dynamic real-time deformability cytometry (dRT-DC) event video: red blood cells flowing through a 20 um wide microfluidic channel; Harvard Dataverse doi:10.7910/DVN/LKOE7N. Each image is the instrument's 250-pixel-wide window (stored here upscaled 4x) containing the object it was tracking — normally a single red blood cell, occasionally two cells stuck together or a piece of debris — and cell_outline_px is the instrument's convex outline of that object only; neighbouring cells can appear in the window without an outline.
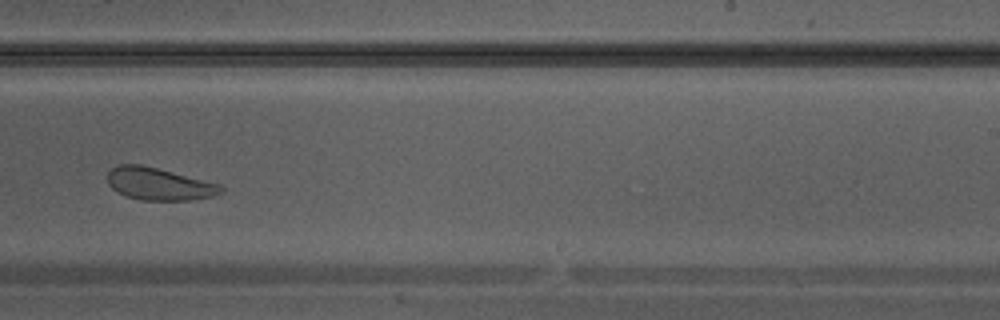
{"species": "Egyptian fruit bat (a non-hibernating species)", "species_latin": "Rousettus aegyptiacus", "temperature_condition": "warm", "stored_images_in_passage": 32, "camera_frame_rate_fps": 3000, "um_per_image_px": 0.085, "animal": {"sex": "male"}, "frame": {"image": 1, "passage_image": 19, "time_ms": 6.0, "image_size_px": [1000, 320], "cell_outline_px": [[224, 192], [212, 196], [188, 200], [140, 200], [124, 196], [116, 192], [108, 184], [108, 172], [112, 168], [120, 164], [140, 164], [220, 184], [224, 188]], "centroid_in_image_um": [13.49, 15.64], "position_along_channel_um": 275.5, "area_um2": 21.33}}